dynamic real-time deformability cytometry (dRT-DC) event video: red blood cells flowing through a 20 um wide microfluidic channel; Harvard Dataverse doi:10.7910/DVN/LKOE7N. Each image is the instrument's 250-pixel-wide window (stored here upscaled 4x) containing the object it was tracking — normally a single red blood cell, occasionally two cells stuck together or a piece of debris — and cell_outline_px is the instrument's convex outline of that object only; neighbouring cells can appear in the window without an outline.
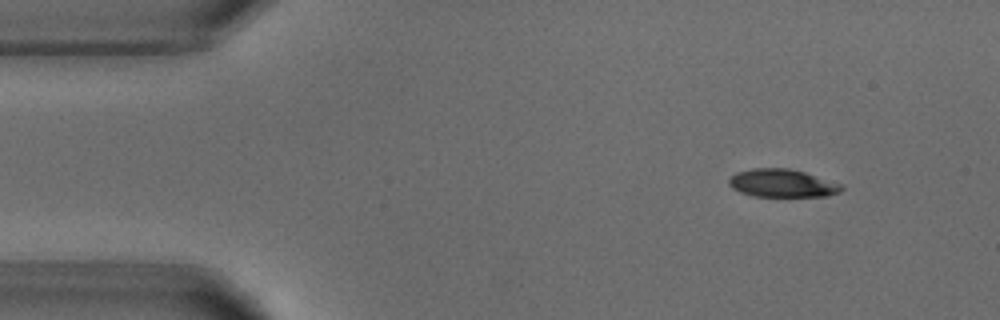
{"species": "common noctule bat (a hibernating species)", "species_latin": "Nyctalus noctula", "temperature_condition": "warm", "stored_images_in_passage": 4, "camera_frame_rate_fps": 3000, "um_per_image_px": 0.085, "animal": {"sex": "male", "body_mass_g": 18.8}, "frame": {"image": 1, "passage_image": 1, "time_ms": 0.0, "image_size_px": [1000, 320], "cell_outline_px": [[844, 188], [840, 192], [828, 196], [756, 196], [740, 192], [732, 188], [728, 184], [728, 180], [736, 172], [752, 168], [788, 168], [804, 172], [844, 184]], "centroid_in_image_um": [66.51, 15.57], "position_along_channel_um": 18.5, "area_um2": 18.44}}
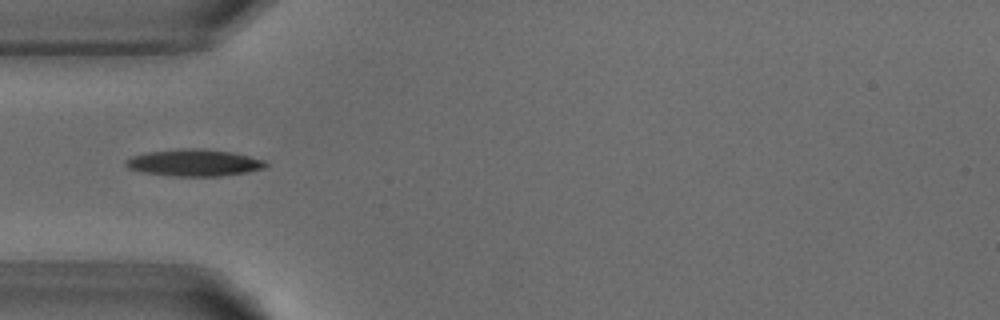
{"frame": {"image": 2, "passage_image": 4, "time_ms": 3.333, "image_size_px": [1000, 320], "cell_outline_px": [[268, 164], [264, 168], [248, 172], [220, 176], [172, 176], [144, 172], [128, 168], [124, 164], [132, 156], [148, 152], [180, 148], [204, 148], [232, 152], [264, 160]], "centroid_in_image_um": [16.52, 13.82], "position_along_channel_um": 68.5, "area_um2": 21.85}}